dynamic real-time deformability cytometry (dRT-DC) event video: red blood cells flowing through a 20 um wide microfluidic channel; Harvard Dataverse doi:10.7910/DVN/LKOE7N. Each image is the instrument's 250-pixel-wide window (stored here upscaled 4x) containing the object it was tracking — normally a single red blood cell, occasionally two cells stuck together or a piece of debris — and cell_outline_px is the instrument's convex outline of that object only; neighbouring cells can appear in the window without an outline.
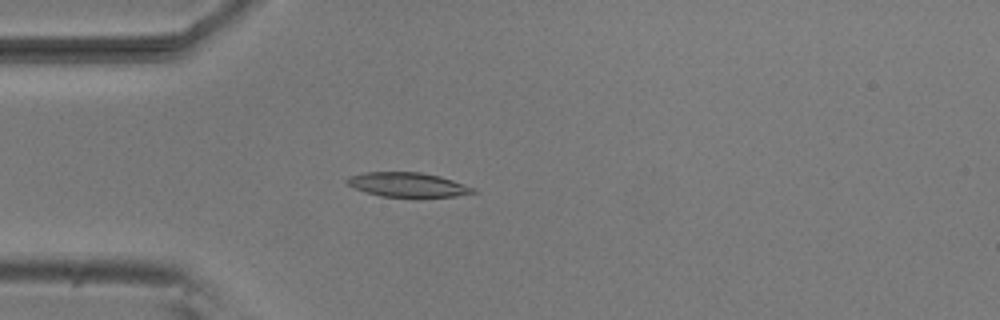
{"species": "common noctule bat (a hibernating species)", "species_latin": "Nyctalus noctula", "temperature_condition": "room temperature", "stored_images_in_passage": 6, "camera_frame_rate_fps": 3000, "um_per_image_px": 0.085, "animal": {"sex": "male", "body_mass_g": 20.5, "forearm_length_mm": 52.5}, "frame": {"image": 1, "passage_image": 5, "time_ms": 1.333, "image_size_px": [1000, 320], "cell_outline_px": [[476, 192], [456, 196], [416, 200], [380, 196], [356, 188], [348, 184], [344, 180], [348, 176], [364, 172], [420, 172], [440, 176], [476, 188]], "centroid_in_image_um": [34.69, 15.74], "position_along_channel_um": 50.3, "area_um2": 18.73}}